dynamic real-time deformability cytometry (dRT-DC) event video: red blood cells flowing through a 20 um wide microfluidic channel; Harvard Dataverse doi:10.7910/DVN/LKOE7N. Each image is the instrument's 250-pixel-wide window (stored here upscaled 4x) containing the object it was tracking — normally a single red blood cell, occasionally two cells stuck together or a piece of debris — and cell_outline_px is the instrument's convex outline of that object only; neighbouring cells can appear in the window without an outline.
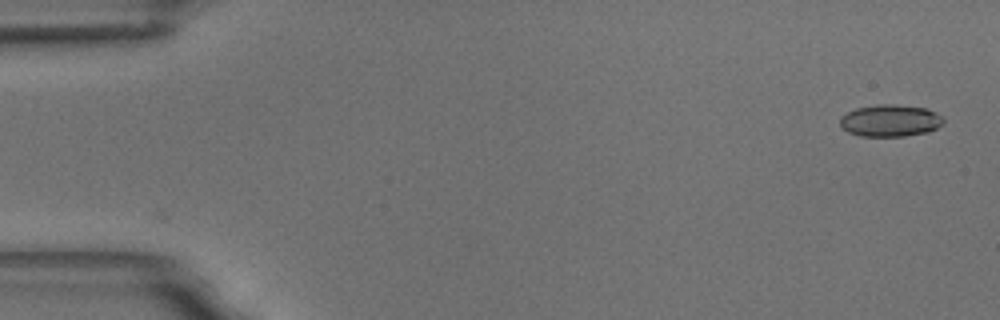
{"species": "common noctule bat (a hibernating species)", "species_latin": "Nyctalus noctula", "temperature_condition": "room temperature", "stored_images_in_passage": 53, "camera_frame_rate_fps": 3000, "um_per_image_px": 0.085, "animal": {"sex": "male", "body_mass_g": 18.8}, "frame": {"image": 1, "passage_image": 1, "time_ms": 0.0, "image_size_px": [1000, 320], "cell_outline_px": [[944, 124], [928, 132], [904, 136], [860, 136], [848, 132], [840, 124], [840, 116], [856, 108], [876, 104], [892, 104], [924, 108], [936, 112], [944, 116]], "centroid_in_image_um": [75.69, 10.25], "position_along_channel_um": 9.3, "area_um2": 19.36}}
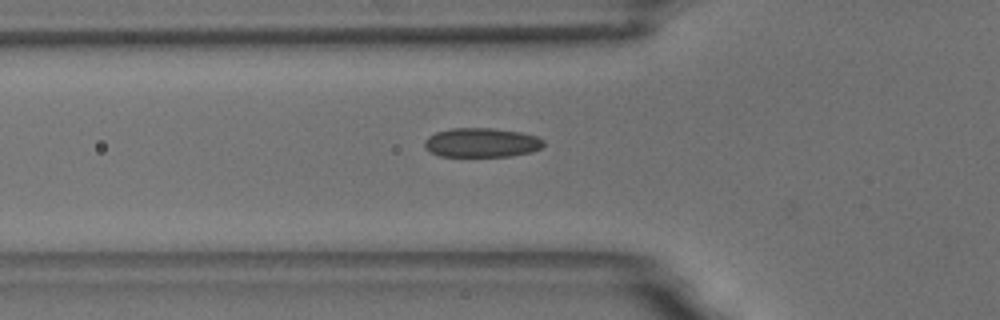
{"frame": {"image": 2, "passage_image": 19, "time_ms": 6.0, "image_size_px": [1000, 320], "cell_outline_px": [[544, 144], [540, 148], [532, 152], [508, 156], [440, 156], [424, 148], [424, 140], [428, 136], [436, 132], [452, 128], [492, 128], [520, 132], [536, 136], [544, 140]], "centroid_in_image_um": [40.92, 12.12], "position_along_channel_um": 84.9, "area_um2": 20.29}}
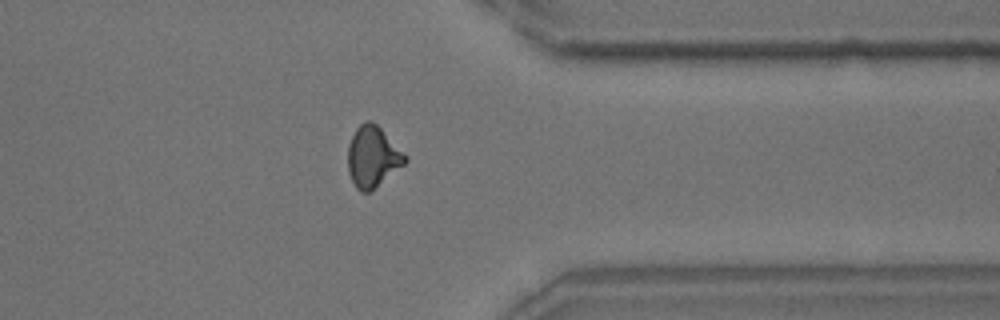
{"frame": {"image": 3, "passage_image": 45, "time_ms": 14.667, "image_size_px": [1000, 320], "cell_outline_px": [[408, 160], [404, 164], [368, 192], [360, 192], [356, 188], [348, 172], [348, 144], [356, 128], [360, 124], [368, 120], [372, 120], [408, 156]], "centroid_in_image_um": [31.66, 13.3], "position_along_channel_um": 379.7, "area_um2": 20.06}, "authors_computed_cell_mechanics": {"area_um2": 19.7098, "velocity_mm_per_s": 3.4805, "shape_relaxation_time_tau1_ms": 6.7689, "shape_relaxation_time_tau2_ms": 1.5274, "deformation_change_tau1": 0.1393, "deformation_change_tau2": 0.082}}